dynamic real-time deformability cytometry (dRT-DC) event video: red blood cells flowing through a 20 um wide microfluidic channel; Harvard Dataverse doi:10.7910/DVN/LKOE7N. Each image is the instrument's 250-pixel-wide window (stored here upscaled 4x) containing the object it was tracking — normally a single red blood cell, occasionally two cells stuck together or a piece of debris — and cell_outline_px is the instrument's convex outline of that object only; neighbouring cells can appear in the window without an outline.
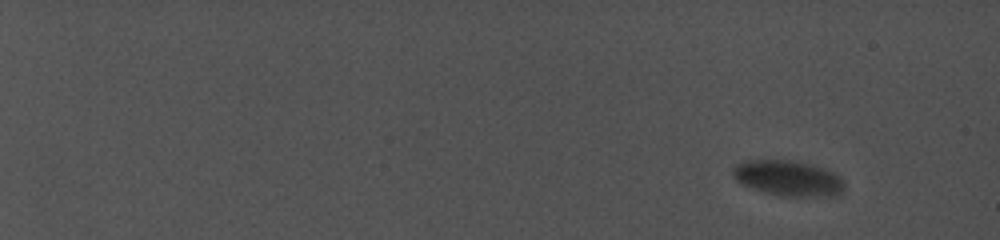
{"species": "common noctule bat (a hibernating species)", "species_latin": "Nyctalus noctula", "temperature_condition": "cold", "stored_images_in_passage": 68, "camera_frame_rate_fps": 5000, "um_per_image_px": 0.085, "animal": {"sex": "female", "body_mass_g": 19.0, "forearm_length_mm": 56.7}, "frame": {"image": 1, "passage_image": 1, "time_ms": 0.0, "image_size_px": [1000, 240], "cell_outline_px": [[844, 192], [836, 196], [788, 196], [768, 192], [744, 184], [736, 180], [732, 176], [732, 168], [736, 164], [744, 160], [792, 160], [812, 164], [832, 172], [840, 176], [844, 184]], "centroid_in_image_um": [67.02, 15.13], "position_along_channel_um": 18.0, "area_um2": 22.89}}
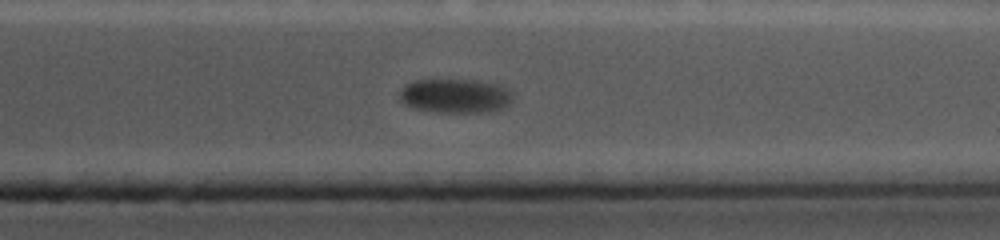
{"frame": {"image": 2, "passage_image": 62, "time_ms": 17.0, "image_size_px": [1000, 240], "cell_outline_px": [[512, 96], [508, 104], [504, 108], [480, 112], [436, 112], [416, 108], [408, 104], [400, 96], [400, 92], [404, 84], [416, 80], [472, 80], [496, 84], [504, 88]], "centroid_in_image_um": [38.67, 8.14], "position_along_channel_um": 372.7, "area_um2": 21.91}}
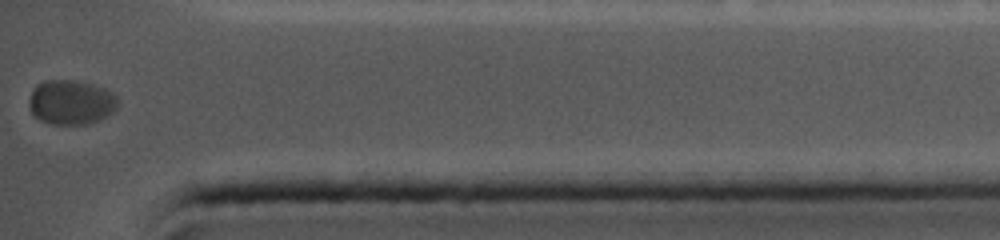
{"frame": {"image": 3, "passage_image": 68, "time_ms": 18.6, "image_size_px": [1000, 240], "cell_outline_px": [[116, 108], [112, 112], [100, 120], [84, 124], [48, 124], [40, 120], [32, 112], [28, 104], [32, 88], [36, 84], [44, 80], [72, 80], [92, 84], [104, 88], [112, 92], [116, 96]], "centroid_in_image_um": [6.0, 8.68], "position_along_channel_um": 429.2, "area_um2": 23.06}}